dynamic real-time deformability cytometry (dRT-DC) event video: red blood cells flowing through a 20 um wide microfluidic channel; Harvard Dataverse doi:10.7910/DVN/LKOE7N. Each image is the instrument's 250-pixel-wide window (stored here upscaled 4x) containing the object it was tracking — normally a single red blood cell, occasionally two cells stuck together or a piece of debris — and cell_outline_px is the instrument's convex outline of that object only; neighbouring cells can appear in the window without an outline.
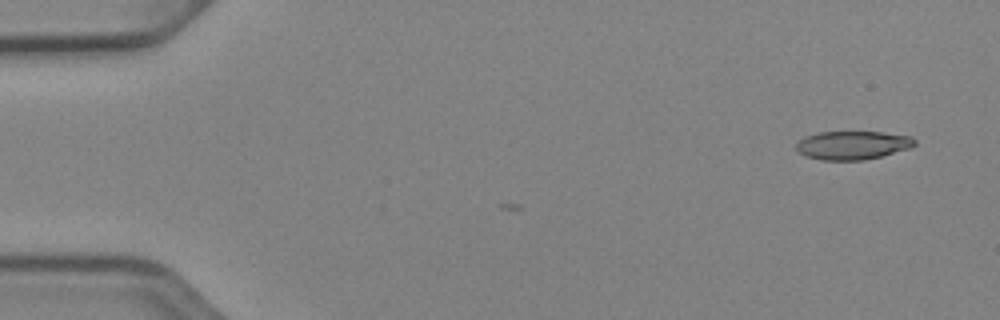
{"species": "Egyptian fruit bat (a non-hibernating species)", "species_latin": "Rousettus aegyptiacus", "temperature_condition": "cold", "stored_images_in_passage": 5, "camera_frame_rate_fps": 3000, "um_per_image_px": 0.085, "animal": {"sex": "female"}, "frame": {"image": 1, "passage_image": 1, "time_ms": 0.0, "image_size_px": [1000, 320], "cell_outline_px": [[916, 144], [912, 148], [864, 160], [820, 160], [804, 156], [796, 148], [796, 140], [804, 136], [816, 132], [884, 132], [912, 136], [916, 140]], "centroid_in_image_um": [72.46, 12.33], "position_along_channel_um": 12.5, "area_um2": 20.0}}